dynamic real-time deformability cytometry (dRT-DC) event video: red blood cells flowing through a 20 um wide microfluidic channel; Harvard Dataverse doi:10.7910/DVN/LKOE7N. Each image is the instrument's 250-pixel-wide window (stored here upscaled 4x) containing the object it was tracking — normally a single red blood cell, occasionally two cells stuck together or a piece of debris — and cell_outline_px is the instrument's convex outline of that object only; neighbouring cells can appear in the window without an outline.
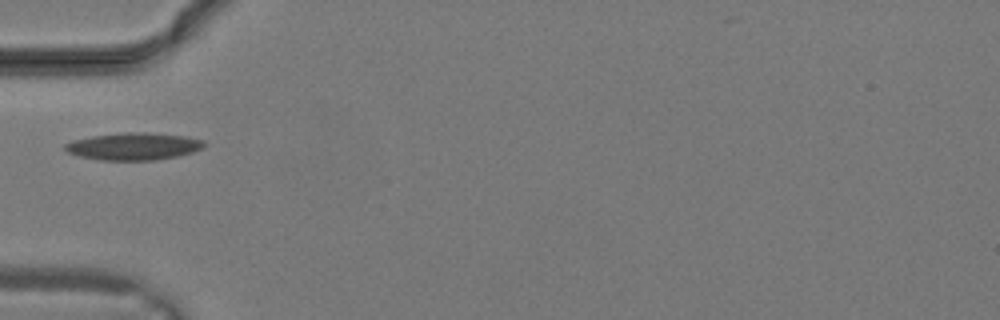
{"species": "common noctule bat (a hibernating species)", "species_latin": "Nyctalus noctula", "temperature_condition": "warm", "stored_images_in_passage": 6, "camera_frame_rate_fps": 3000, "um_per_image_px": 0.085, "animal": {"sex": "male", "body_mass_g": 19.2, "forearm_length_mm": 51.8}, "frame": {"image": 1, "passage_image": 1, "time_ms": 0.0, "image_size_px": [1000, 320], "cell_outline_px": [[204, 148], [192, 152], [176, 156], [156, 160], [100, 160], [80, 156], [68, 152], [64, 148], [64, 144], [72, 140], [92, 136], [124, 132], [144, 132], [188, 136], [204, 140]], "centroid_in_image_um": [11.37, 12.43], "position_along_channel_um": 73.6, "area_um2": 22.14}}
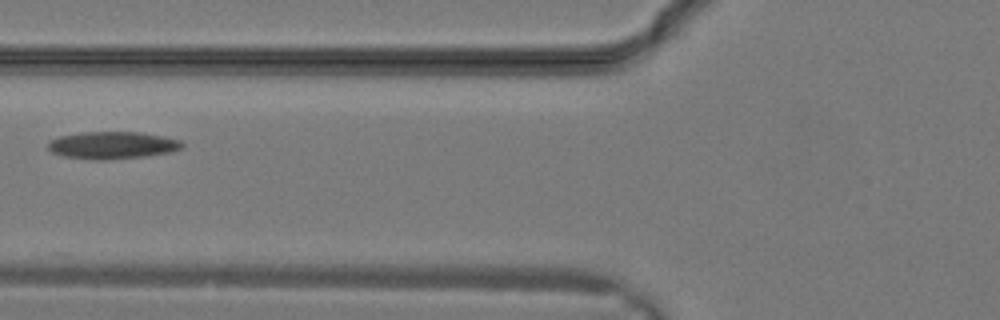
{"frame": {"image": 2, "passage_image": 3, "time_ms": 0.667, "image_size_px": [1000, 320], "cell_outline_px": [[184, 148], [172, 152], [144, 156], [108, 160], [92, 160], [64, 156], [52, 152], [48, 148], [48, 140], [60, 136], [84, 132], [140, 132], [180, 140], [184, 144]], "centroid_in_image_um": [9.55, 12.35], "position_along_channel_um": 116.2, "area_um2": 21.39}}
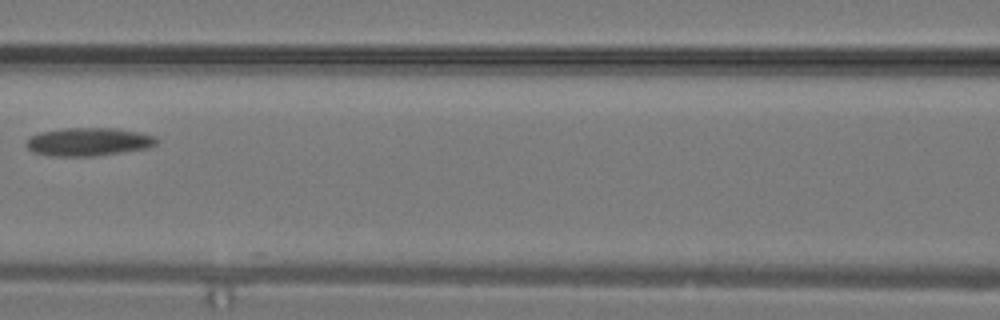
{"frame": {"image": 3, "passage_image": 5, "time_ms": 1.333, "image_size_px": [1000, 320], "cell_outline_px": [[160, 140], [156, 144], [148, 148], [96, 156], [48, 156], [32, 152], [24, 144], [32, 136], [40, 132], [64, 128], [116, 128], [140, 132], [156, 136]], "centroid_in_image_um": [7.54, 12.05], "position_along_channel_um": 159.1, "area_um2": 21.62}}